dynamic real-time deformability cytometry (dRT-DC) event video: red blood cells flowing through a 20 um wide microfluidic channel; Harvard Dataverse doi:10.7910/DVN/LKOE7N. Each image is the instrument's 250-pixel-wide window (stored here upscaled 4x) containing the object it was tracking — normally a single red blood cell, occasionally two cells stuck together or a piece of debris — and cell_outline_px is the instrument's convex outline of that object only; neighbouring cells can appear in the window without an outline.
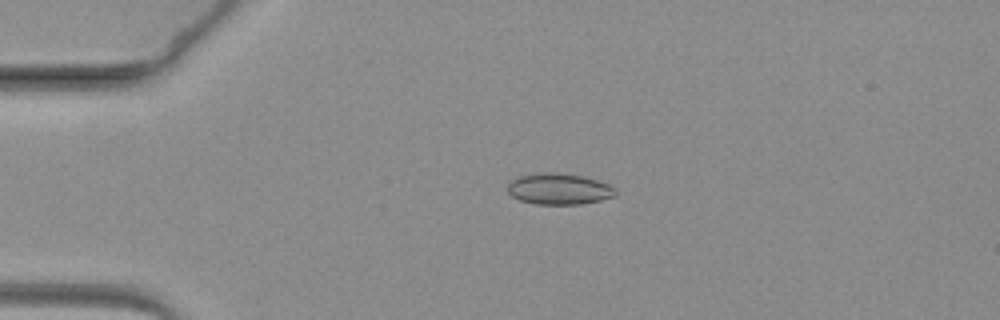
{"species": "common noctule bat (a hibernating species)", "species_latin": "Nyctalus noctula", "temperature_condition": "warm", "stored_images_in_passage": 53, "camera_frame_rate_fps": 3000, "um_per_image_px": 0.085, "animal": {"sex": "female", "body_mass_g": 19.3, "forearm_length_mm": 54.1}, "frame": {"image": 1, "passage_image": 14, "time_ms": 4.333, "image_size_px": [1000, 320], "cell_outline_px": [[616, 196], [600, 200], [580, 204], [536, 204], [520, 200], [512, 196], [508, 192], [508, 184], [512, 180], [520, 176], [540, 172], [552, 172], [584, 176], [608, 184], [616, 188]], "centroid_in_image_um": [47.52, 16.06], "position_along_channel_um": 37.5, "area_um2": 19.54}}
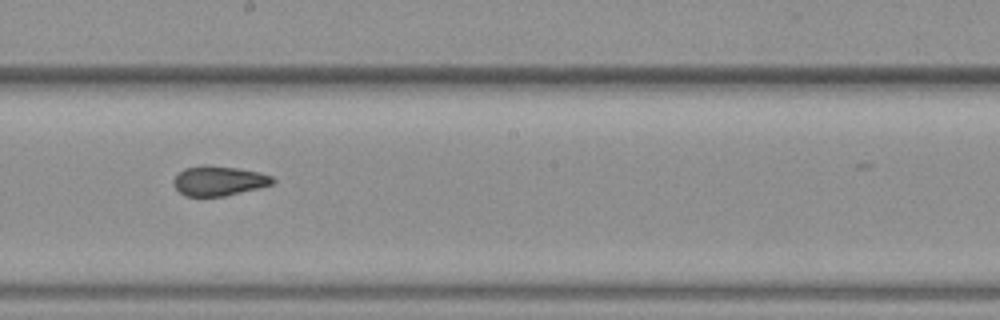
{"frame": {"image": 2, "passage_image": 35, "time_ms": 11.333, "image_size_px": [1000, 320], "cell_outline_px": [[276, 180], [272, 184], [224, 196], [184, 196], [176, 188], [172, 180], [184, 168], [200, 164], [204, 164], [240, 168], [260, 172], [272, 176]], "centroid_in_image_um": [18.58, 15.35], "position_along_channel_um": 229.6, "area_um2": 17.22}}
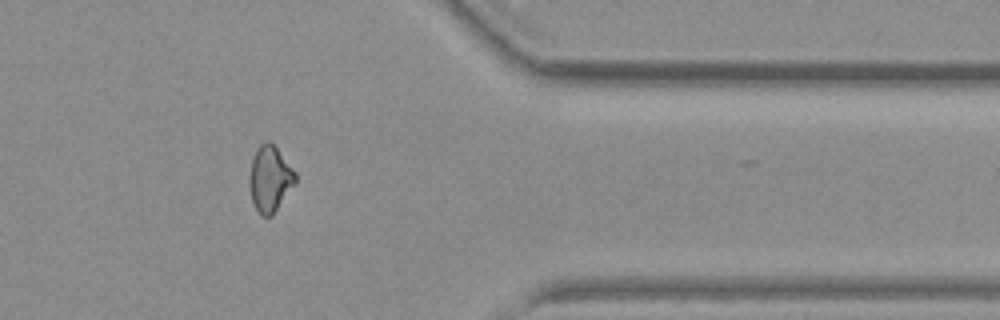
{"frame": {"image": 3, "passage_image": 51, "time_ms": 16.667, "image_size_px": [1000, 320], "cell_outline_px": [[296, 184], [272, 216], [260, 216], [252, 200], [248, 180], [252, 160], [256, 148], [264, 140], [268, 140], [276, 148], [296, 172]], "centroid_in_image_um": [22.95, 15.21], "position_along_channel_um": 388.5, "area_um2": 17.74}}